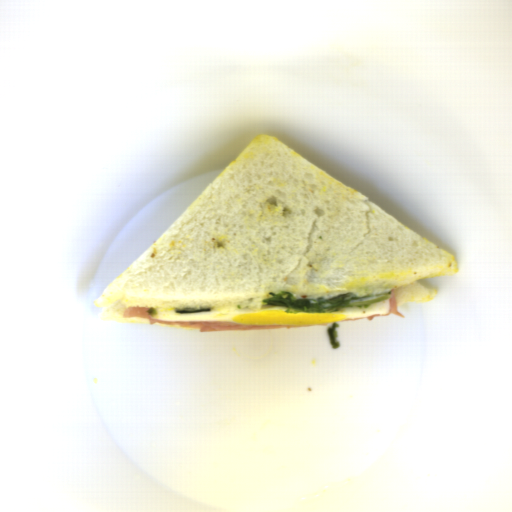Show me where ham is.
Returning a JSON list of instances; mask_svg holds the SVG:
<instances>
[{"label":"ham","instance_id":"09b19980","mask_svg":"<svg viewBox=\"0 0 512 512\" xmlns=\"http://www.w3.org/2000/svg\"><path fill=\"white\" fill-rule=\"evenodd\" d=\"M387 290L389 292V295L387 297L388 302H389V313L388 314H378V315H374V316H370V317H366V318H362V319H341V320H338L335 322L372 321L375 317L388 316V315H396L401 318L404 317V315L398 311V307H397L398 298H397L396 288L395 289H387Z\"/></svg>","mask_w":512,"mask_h":512},{"label":"ham","instance_id":"37f43c06","mask_svg":"<svg viewBox=\"0 0 512 512\" xmlns=\"http://www.w3.org/2000/svg\"><path fill=\"white\" fill-rule=\"evenodd\" d=\"M150 307L127 308L123 311L121 318H140L145 319L147 324H164L172 327H191L200 332H229L240 330H272V329H291L308 328L310 326H286V325H251L234 322H158L154 320V315H148Z\"/></svg>","mask_w":512,"mask_h":512}]
</instances>
